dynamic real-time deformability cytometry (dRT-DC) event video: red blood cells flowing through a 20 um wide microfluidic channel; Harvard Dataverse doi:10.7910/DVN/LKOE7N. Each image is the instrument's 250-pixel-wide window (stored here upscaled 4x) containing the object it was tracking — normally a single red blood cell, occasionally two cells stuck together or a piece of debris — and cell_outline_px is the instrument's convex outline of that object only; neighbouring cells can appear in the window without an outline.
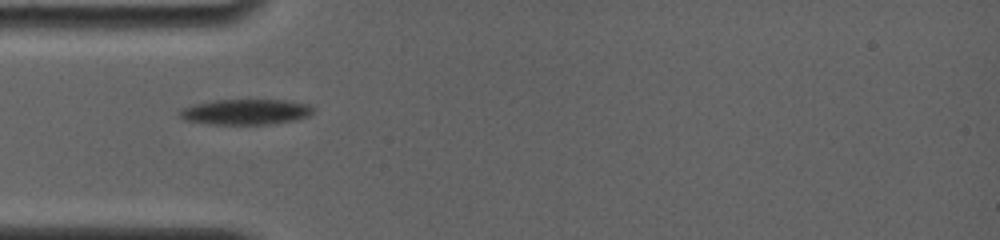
{"species": "common noctule bat (a hibernating species)", "species_latin": "Nyctalus noctula", "temperature_condition": "room temperature", "stored_images_in_passage": 7, "camera_frame_rate_fps": 4000, "um_per_image_px": 0.085, "animal": {"sex": "female", "body_mass_g": 19.0, "forearm_length_mm": 56.7}, "frame": {"image": 1, "passage_image": 1, "time_ms": 0.0, "image_size_px": [1000, 240], "cell_outline_px": [[316, 108], [308, 116], [292, 120], [272, 124], [212, 124], [184, 120], [180, 116], [180, 108], [212, 100], [284, 100], [308, 104]], "centroid_in_image_um": [20.88, 9.5], "position_along_channel_um": 64.1, "area_um2": 19.71}}
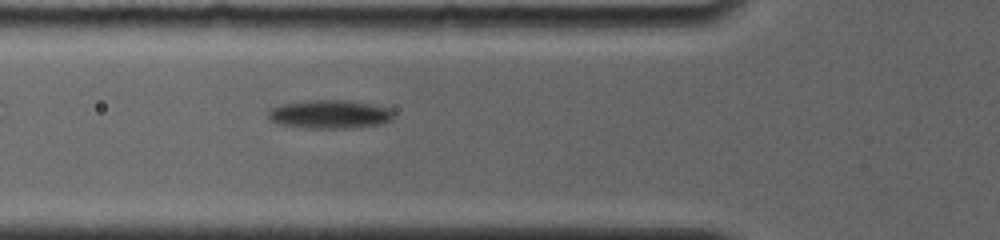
{"frame": {"image": 2, "passage_image": 5, "time_ms": 1.0, "image_size_px": [1000, 240], "cell_outline_px": [[392, 120], [384, 124], [344, 128], [312, 128], [276, 124], [268, 116], [268, 112], [272, 108], [280, 104], [312, 100], [348, 100], [376, 104], [388, 108], [392, 112]], "centroid_in_image_um": [28.05, 9.7], "position_along_channel_um": 97.7, "area_um2": 20.87}}